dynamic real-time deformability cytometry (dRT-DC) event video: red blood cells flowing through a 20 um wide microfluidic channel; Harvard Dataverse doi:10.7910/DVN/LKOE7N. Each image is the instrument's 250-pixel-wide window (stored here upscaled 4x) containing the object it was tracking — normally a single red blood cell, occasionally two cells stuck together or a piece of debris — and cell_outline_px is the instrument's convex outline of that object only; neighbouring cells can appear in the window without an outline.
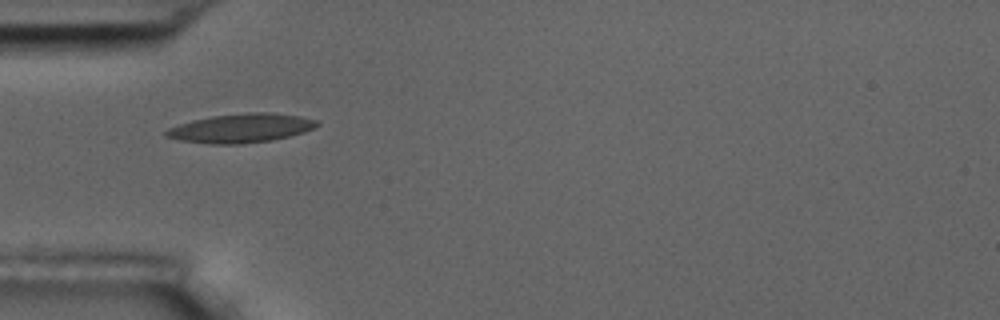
{"species": "common noctule bat (a hibernating species)", "species_latin": "Nyctalus noctula", "temperature_condition": "room temperature", "stored_images_in_passage": 7, "camera_frame_rate_fps": 3000, "um_per_image_px": 0.085, "animal": {"sex": "male", "body_mass_g": 17.5, "forearm_length_mm": 52.3}, "frame": {"image": 1, "passage_image": 6, "time_ms": 6.0, "image_size_px": [1000, 320], "cell_outline_px": [[320, 124], [316, 128], [304, 132], [272, 140], [240, 144], [208, 144], [180, 140], [164, 136], [164, 132], [168, 128], [192, 120], [212, 116], [252, 112], [268, 112], [300, 116], [316, 120]], "centroid_in_image_um": [20.49, 10.9], "position_along_channel_um": 64.5, "area_um2": 25.43}}